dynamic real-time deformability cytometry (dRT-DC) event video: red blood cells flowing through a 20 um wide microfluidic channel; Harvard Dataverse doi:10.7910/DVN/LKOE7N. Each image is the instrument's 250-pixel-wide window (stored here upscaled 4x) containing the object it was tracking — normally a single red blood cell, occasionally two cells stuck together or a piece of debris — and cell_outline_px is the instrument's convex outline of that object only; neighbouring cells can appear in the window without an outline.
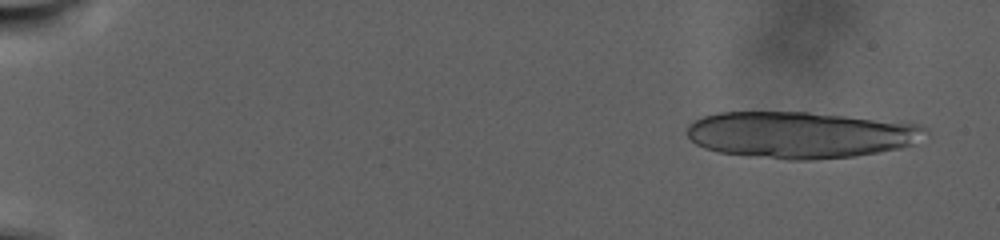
{"species": "human", "species_latin": "Homo sapiens", "temperature_condition": "warm", "stored_images_in_passage": 35, "camera_frame_rate_fps": 3000, "um_per_image_px": 0.085, "donor": {"sex": "male"}, "frame": {"image": 1, "passage_image": 6, "time_ms": 1.667, "image_size_px": [1000, 240], "cell_outline_px": [[928, 132], [912, 144], [900, 148], [856, 156], [812, 160], [788, 160], [720, 152], [704, 148], [696, 144], [688, 136], [688, 124], [704, 116], [716, 112], [808, 112], [920, 124], [928, 128]], "centroid_in_image_um": [68.04, 11.46], "position_along_channel_um": 17.0, "area_um2": 64.45}}